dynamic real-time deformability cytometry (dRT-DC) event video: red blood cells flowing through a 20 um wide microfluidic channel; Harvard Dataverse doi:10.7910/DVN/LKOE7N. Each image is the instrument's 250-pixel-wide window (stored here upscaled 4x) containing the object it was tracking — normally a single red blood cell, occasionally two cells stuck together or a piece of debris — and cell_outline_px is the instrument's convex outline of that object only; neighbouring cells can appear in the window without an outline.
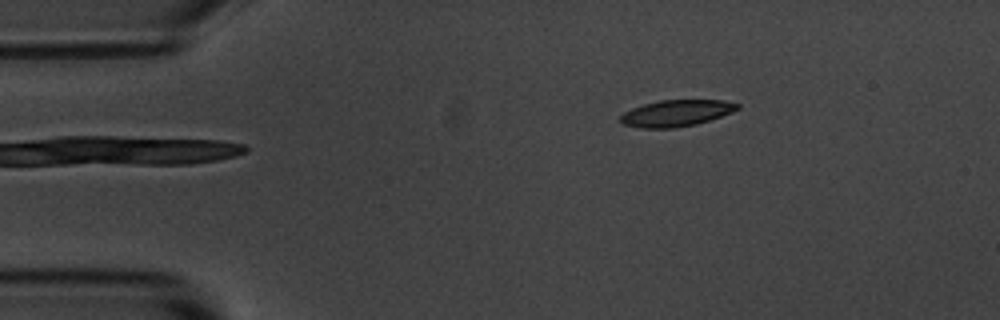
{"species": "common noctule bat (a hibernating species)", "species_latin": "Nyctalus noctula", "temperature_condition": "room temperature", "stored_images_in_passage": 2, "camera_frame_rate_fps": 3000, "um_per_image_px": 0.085, "animal": {"sex": "male", "body_mass_g": 20.1, "forearm_length_mm": 53.5}, "frame": {"image": 1, "passage_image": 1, "time_ms": 0.0, "image_size_px": [1000, 320], "cell_outline_px": [[740, 108], [732, 112], [696, 124], [672, 128], [640, 128], [620, 124], [616, 120], [624, 112], [632, 108], [644, 104], [660, 100], [724, 100], [740, 104]], "centroid_in_image_um": [57.42, 9.62], "position_along_channel_um": 27.6, "area_um2": 18.15}}